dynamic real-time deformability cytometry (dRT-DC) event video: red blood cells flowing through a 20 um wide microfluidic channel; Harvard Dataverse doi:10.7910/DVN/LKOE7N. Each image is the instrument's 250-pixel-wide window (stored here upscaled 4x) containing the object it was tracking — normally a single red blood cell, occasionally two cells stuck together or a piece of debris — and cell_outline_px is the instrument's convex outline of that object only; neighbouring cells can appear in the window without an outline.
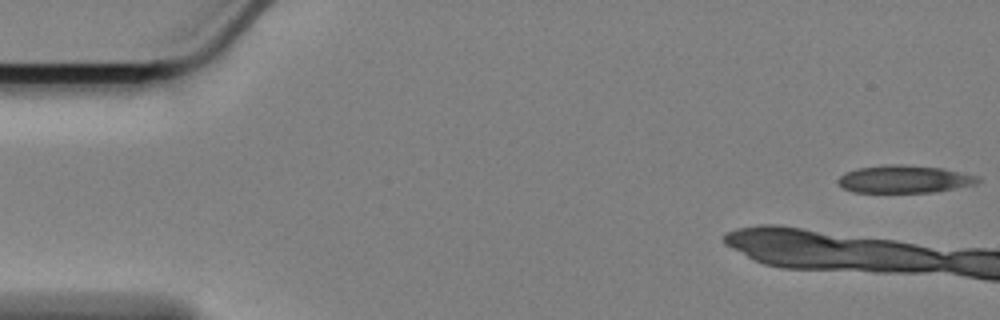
{"species": "Egyptian fruit bat (a non-hibernating species)", "species_latin": "Rousettus aegyptiacus", "temperature_condition": "cold", "stored_images_in_passage": 9, "camera_frame_rate_fps": 3000, "um_per_image_px": 0.085, "animal": {"sex": "female"}, "frame": {"image": 1, "passage_image": 1, "time_ms": 0.0, "image_size_px": [1000, 320], "cell_outline_px": [[980, 180], [976, 184], [932, 192], [852, 192], [844, 188], [836, 180], [840, 176], [856, 168], [884, 164], [900, 164], [940, 168], [980, 176]], "centroid_in_image_um": [76.85, 15.22], "position_along_channel_um": 8.1, "area_um2": 22.37}}